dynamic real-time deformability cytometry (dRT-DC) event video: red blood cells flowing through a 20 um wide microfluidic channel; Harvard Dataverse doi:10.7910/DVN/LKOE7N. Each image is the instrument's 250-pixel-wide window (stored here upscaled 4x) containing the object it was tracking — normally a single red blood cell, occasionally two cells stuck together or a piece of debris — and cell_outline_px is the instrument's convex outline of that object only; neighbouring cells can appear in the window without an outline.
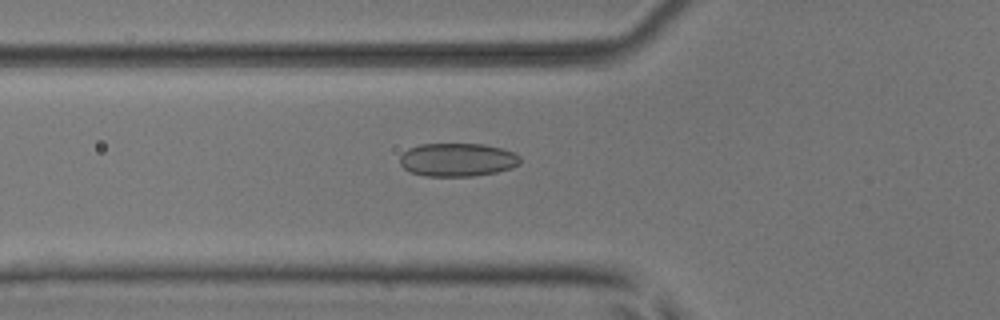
{"species": "common noctule bat (a hibernating species)", "species_latin": "Nyctalus noctula", "temperature_condition": "room temperature", "stored_images_in_passage": 52, "camera_frame_rate_fps": 3000, "um_per_image_px": 0.085, "animal": {"sex": "male", "body_mass_g": 17.9, "forearm_length_mm": 54.2}, "frame": {"image": 1, "passage_image": 19, "time_ms": 6.0, "image_size_px": [1000, 320], "cell_outline_px": [[520, 164], [512, 168], [496, 172], [472, 176], [424, 176], [408, 172], [400, 164], [400, 156], [408, 148], [420, 144], [484, 144], [500, 148], [512, 152], [520, 156]], "centroid_in_image_um": [38.86, 13.58], "position_along_channel_um": 86.9, "area_um2": 23.47}}
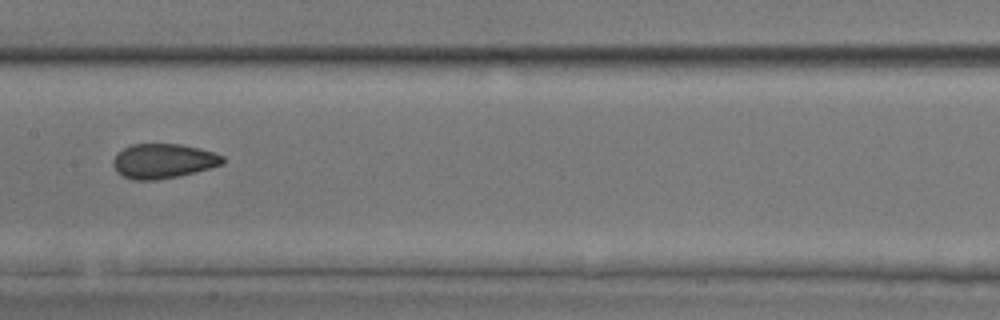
{"frame": {"image": 2, "passage_image": 27, "time_ms": 8.667, "image_size_px": [1000, 320], "cell_outline_px": [[224, 164], [180, 176], [156, 180], [132, 180], [116, 172], [112, 164], [112, 160], [124, 148], [132, 144], [180, 144], [200, 148], [216, 152], [224, 156]], "centroid_in_image_um": [13.9, 13.69], "position_along_channel_um": 193.5, "area_um2": 22.25}}
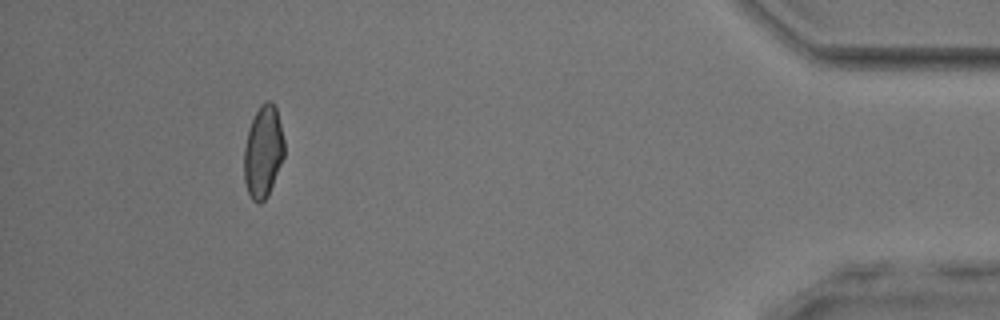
{"frame": {"image": 3, "passage_image": 48, "time_ms": 15.667, "image_size_px": [1000, 320], "cell_outline_px": [[284, 156], [268, 196], [260, 204], [252, 200], [248, 192], [244, 180], [244, 148], [248, 128], [260, 104], [268, 100], [276, 108], [284, 140]], "centroid_in_image_um": [22.36, 12.92], "position_along_channel_um": 412.8, "area_um2": 21.5}, "authors_computed_cell_mechanics": {"area_um2": 22.2819, "velocity_mm_per_s": 3.9833, "shape_relaxation_time_tau1_ms": 10.8884, "shape_relaxation_time_tau2_ms": 1.1153, "deformation_change_tau1": 0.2055, "deformation_change_tau2": 0.0466}}